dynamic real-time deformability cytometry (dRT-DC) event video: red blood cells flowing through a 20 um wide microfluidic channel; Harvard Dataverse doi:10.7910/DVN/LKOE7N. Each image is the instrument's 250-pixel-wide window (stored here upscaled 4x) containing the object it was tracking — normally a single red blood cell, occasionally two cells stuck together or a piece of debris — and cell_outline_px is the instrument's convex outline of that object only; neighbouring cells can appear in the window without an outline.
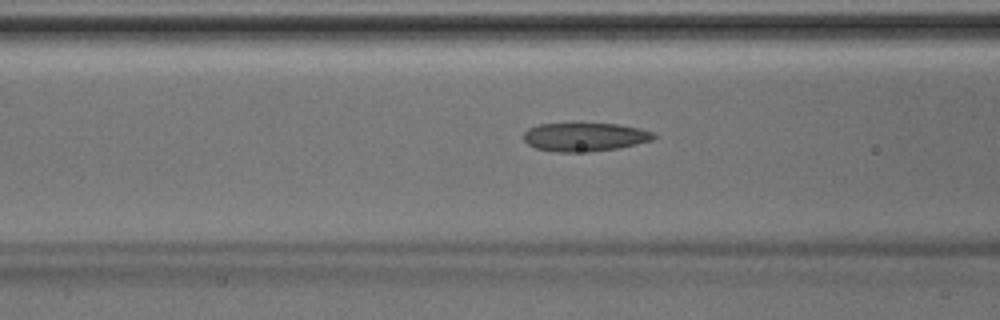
{"species": "Egyptian fruit bat (a non-hibernating species)", "species_latin": "Rousettus aegyptiacus", "temperature_condition": "room temperature", "stored_images_in_passage": 16, "camera_frame_rate_fps": 3000, "um_per_image_px": 0.085, "animal": {"sex": "male"}, "frame": {"image": 1, "passage_image": 7, "time_ms": 2.0, "image_size_px": [1000, 320], "cell_outline_px": [[656, 136], [652, 140], [620, 148], [588, 152], [556, 152], [536, 148], [528, 144], [524, 140], [524, 132], [528, 128], [540, 124], [616, 124], [640, 128], [652, 132]], "centroid_in_image_um": [49.7, 11.65], "position_along_channel_um": 116.9, "area_um2": 21.56}}
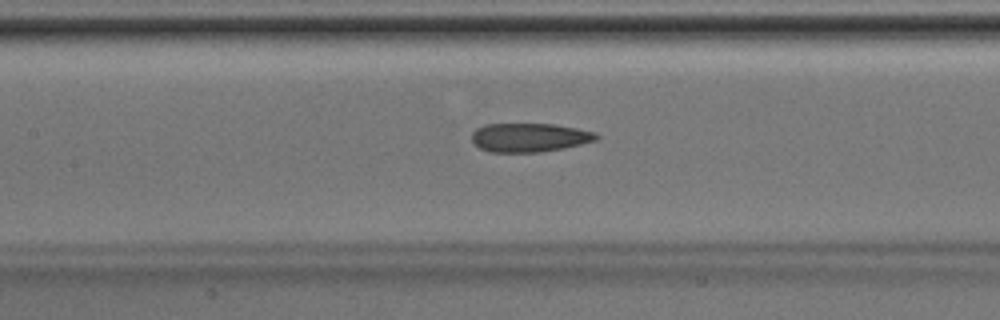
{"frame": {"image": 2, "passage_image": 10, "time_ms": 3.0, "image_size_px": [1000, 320], "cell_outline_px": [[600, 136], [596, 140], [564, 148], [540, 152], [488, 152], [480, 148], [472, 140], [472, 132], [476, 128], [484, 124], [552, 124], [576, 128], [596, 132]], "centroid_in_image_um": [44.99, 11.68], "position_along_channel_um": 162.4, "area_um2": 20.92}}
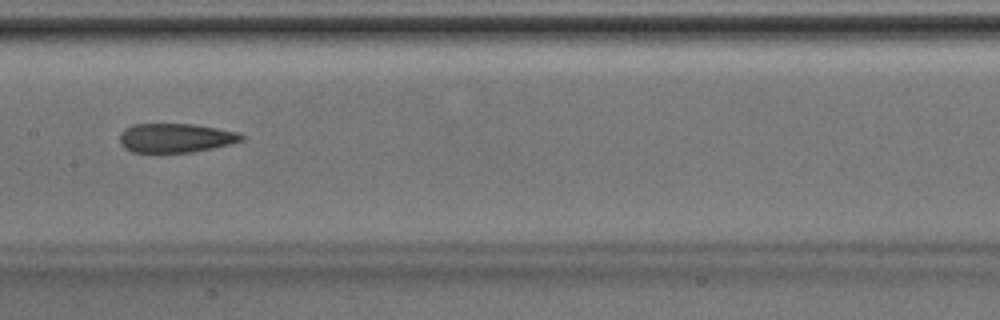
{"frame": {"image": 3, "passage_image": 12, "time_ms": 3.667, "image_size_px": [1000, 320], "cell_outline_px": [[244, 140], [212, 148], [192, 152], [132, 152], [124, 148], [120, 144], [120, 132], [124, 128], [132, 124], [196, 124], [236, 132], [244, 136]], "centroid_in_image_um": [14.88, 11.72], "position_along_channel_um": 192.5, "area_um2": 20.63}}